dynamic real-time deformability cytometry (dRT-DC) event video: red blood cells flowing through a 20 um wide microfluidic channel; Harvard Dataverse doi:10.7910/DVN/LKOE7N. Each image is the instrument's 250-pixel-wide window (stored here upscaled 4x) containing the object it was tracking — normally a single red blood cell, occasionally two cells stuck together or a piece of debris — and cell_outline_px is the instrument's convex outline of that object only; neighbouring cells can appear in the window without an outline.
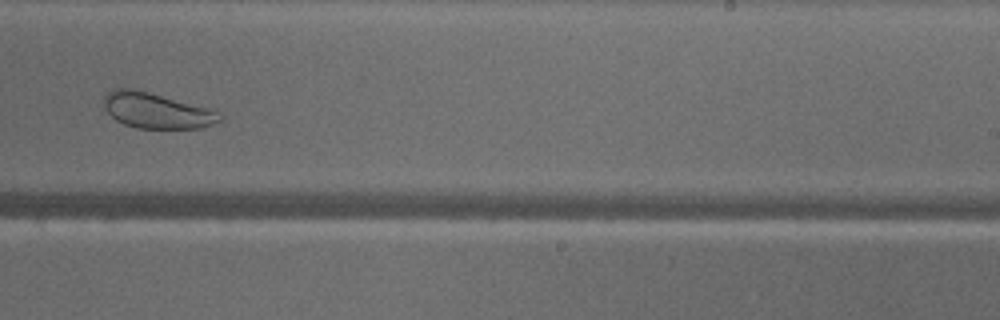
{"species": "common noctule bat (a hibernating species)", "species_latin": "Nyctalus noctula", "temperature_condition": "warm", "stored_images_in_passage": 35, "camera_frame_rate_fps": 3000, "um_per_image_px": 0.085, "animal": {"sex": "male", "body_mass_g": 18.8}, "frame": {"image": 1, "passage_image": 16, "time_ms": 5.0, "image_size_px": [1000, 320], "cell_outline_px": [[220, 120], [212, 124], [200, 128], [136, 128], [124, 124], [116, 120], [104, 108], [104, 96], [112, 88], [132, 88], [212, 108], [220, 116]], "centroid_in_image_um": [13.27, 9.39], "position_along_channel_um": 275.7, "area_um2": 23.87}}